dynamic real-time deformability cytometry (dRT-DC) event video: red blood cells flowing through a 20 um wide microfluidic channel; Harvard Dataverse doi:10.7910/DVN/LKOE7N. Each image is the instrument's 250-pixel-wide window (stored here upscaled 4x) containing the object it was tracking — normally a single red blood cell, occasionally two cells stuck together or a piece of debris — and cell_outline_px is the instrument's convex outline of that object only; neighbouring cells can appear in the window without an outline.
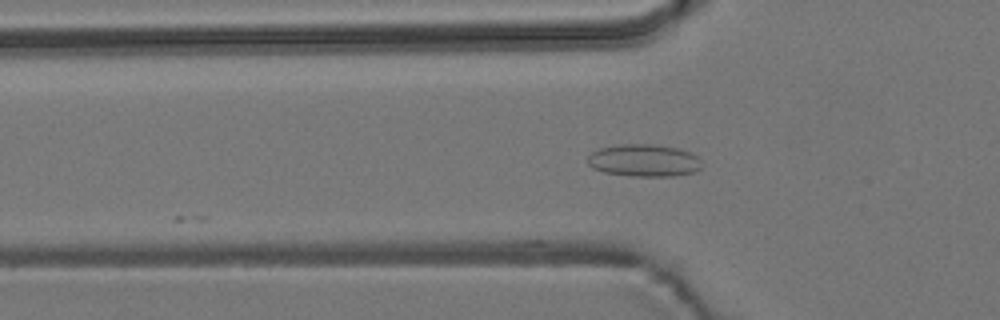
{"species": "common noctule bat (a hibernating species)", "species_latin": "Nyctalus noctula", "temperature_condition": "room temperature", "stored_images_in_passage": 25, "camera_frame_rate_fps": 3000, "um_per_image_px": 0.085, "animal": {"sex": "male", "body_mass_g": 19.2, "forearm_length_mm": 51.8}, "frame": {"image": 1, "passage_image": 4, "time_ms": 1.0, "image_size_px": [1000, 320], "cell_outline_px": [[700, 168], [692, 172], [672, 176], [632, 176], [604, 172], [592, 168], [588, 164], [588, 156], [592, 152], [600, 148], [620, 144], [652, 144], [676, 148], [688, 152], [696, 156], [700, 160]], "centroid_in_image_um": [54.69, 13.64], "position_along_channel_um": 71.1, "area_um2": 21.27}}
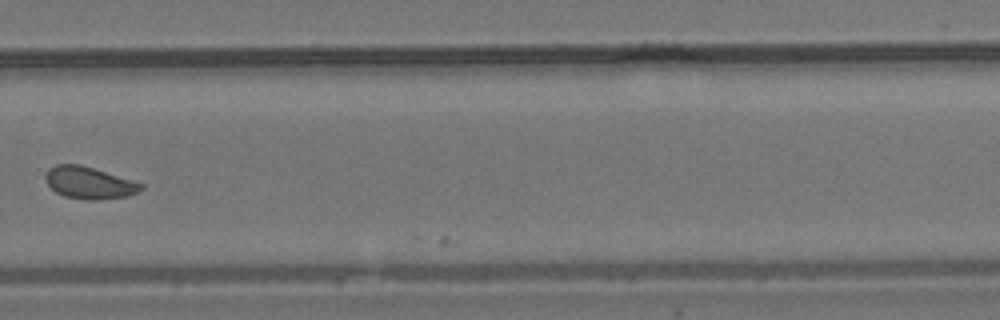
{"frame": {"image": 2, "passage_image": 24, "time_ms": 7.667, "image_size_px": [1000, 320], "cell_outline_px": [[144, 188], [128, 196], [96, 200], [84, 200], [64, 196], [56, 192], [48, 184], [44, 176], [48, 168], [56, 164], [80, 164], [132, 180], [144, 184]], "centroid_in_image_um": [7.56, 15.54], "position_along_channel_um": 322.2, "area_um2": 17.8}}